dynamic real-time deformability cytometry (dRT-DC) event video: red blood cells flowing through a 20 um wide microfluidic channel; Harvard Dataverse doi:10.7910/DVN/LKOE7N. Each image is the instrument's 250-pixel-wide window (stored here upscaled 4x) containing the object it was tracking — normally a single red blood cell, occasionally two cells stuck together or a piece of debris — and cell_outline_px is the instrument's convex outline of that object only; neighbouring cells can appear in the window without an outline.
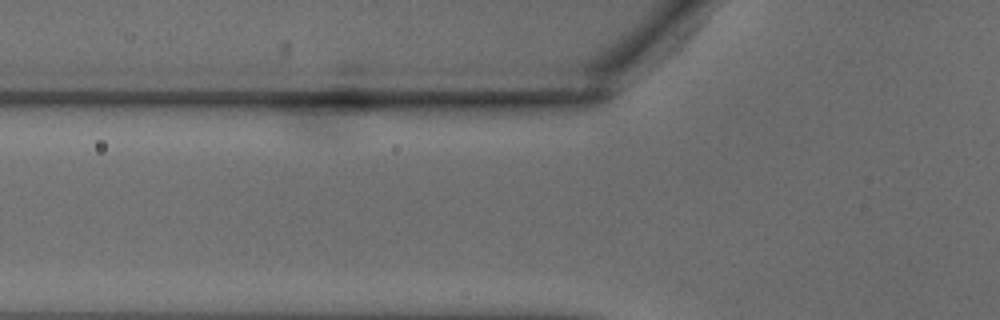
{"species": "common noctule bat (a hibernating species)", "species_latin": "Nyctalus noctula", "temperature_condition": "warm", "stored_images_in_passage": 11, "camera_frame_rate_fps": 3000, "um_per_image_px": 0.085, "animal": {"sex": "male", "body_mass_g": 18.8}, "frame": {"image": 1, "passage_image": 8, "time_ms": 2.333, "image_size_px": [1000, 320], "cell_outline_px": [[592, 152], [584, 160], [568, 164], [472, 168], [364, 168], [360, 164], [360, 160], [368, 152], [400, 148], [516, 148]], "centroid_in_image_um": [39.79, 13.42], "position_along_channel_um": 86.0, "area_um2": 28.67}}